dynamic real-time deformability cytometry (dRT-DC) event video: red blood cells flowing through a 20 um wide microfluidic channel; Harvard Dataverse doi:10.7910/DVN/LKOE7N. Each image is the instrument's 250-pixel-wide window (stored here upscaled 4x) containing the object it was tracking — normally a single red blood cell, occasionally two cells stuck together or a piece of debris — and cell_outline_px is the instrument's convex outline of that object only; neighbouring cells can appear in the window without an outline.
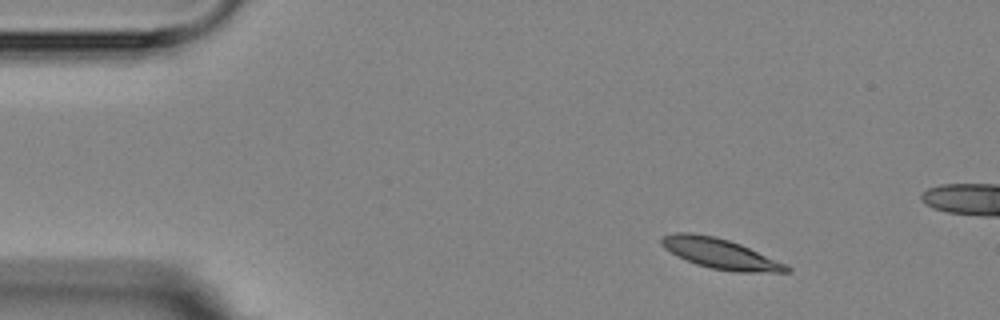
{"species": "Egyptian fruit bat (a non-hibernating species)", "species_latin": "Rousettus aegyptiacus", "temperature_condition": "room temperature", "stored_images_in_passage": 4, "camera_frame_rate_fps": 3000, "um_per_image_px": 0.085, "animal": {"sex": "female"}, "frame": {"image": 1, "passage_image": 1, "time_ms": 0.0, "image_size_px": [1000, 320], "cell_outline_px": [[792, 272], [736, 272], [712, 268], [696, 264], [664, 248], [660, 244], [660, 240], [664, 236], [676, 232], [692, 232], [716, 236], [740, 244], [788, 264], [792, 268]], "centroid_in_image_um": [61.27, 21.55], "position_along_channel_um": 23.7, "area_um2": 21.96}}